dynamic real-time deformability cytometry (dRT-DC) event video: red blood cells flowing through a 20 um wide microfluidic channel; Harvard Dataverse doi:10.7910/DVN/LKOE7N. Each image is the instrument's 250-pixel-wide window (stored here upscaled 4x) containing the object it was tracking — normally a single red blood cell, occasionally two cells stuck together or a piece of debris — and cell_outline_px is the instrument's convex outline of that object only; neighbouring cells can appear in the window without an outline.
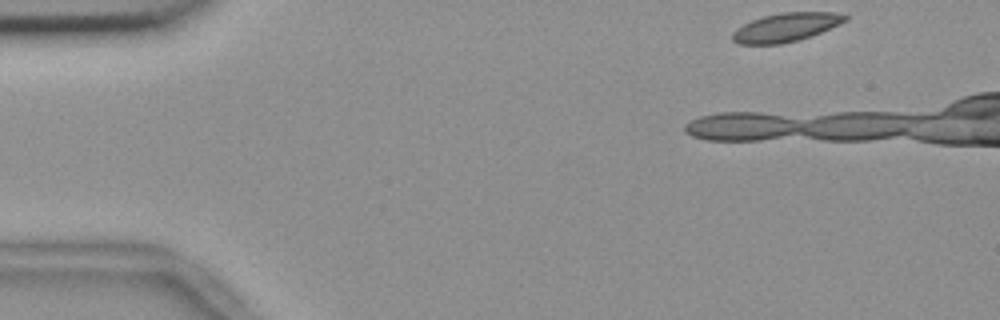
{"species": "common noctule bat (a hibernating species)", "species_latin": "Nyctalus noctula", "temperature_condition": "room temperature", "stored_images_in_passage": 18, "camera_frame_rate_fps": 3000, "um_per_image_px": 0.085, "animal": {"sex": "female", "body_mass_g": 18.4}, "frame": {"image": 1, "passage_image": 1, "time_ms": 0.0, "image_size_px": [1000, 320], "cell_outline_px": [[848, 20], [840, 24], [800, 40], [780, 44], [740, 44], [732, 40], [732, 32], [736, 28], [752, 20], [764, 16], [780, 12], [832, 12], [848, 16]], "centroid_in_image_um": [66.79, 2.32], "position_along_channel_um": 18.2, "area_um2": 18.79}}